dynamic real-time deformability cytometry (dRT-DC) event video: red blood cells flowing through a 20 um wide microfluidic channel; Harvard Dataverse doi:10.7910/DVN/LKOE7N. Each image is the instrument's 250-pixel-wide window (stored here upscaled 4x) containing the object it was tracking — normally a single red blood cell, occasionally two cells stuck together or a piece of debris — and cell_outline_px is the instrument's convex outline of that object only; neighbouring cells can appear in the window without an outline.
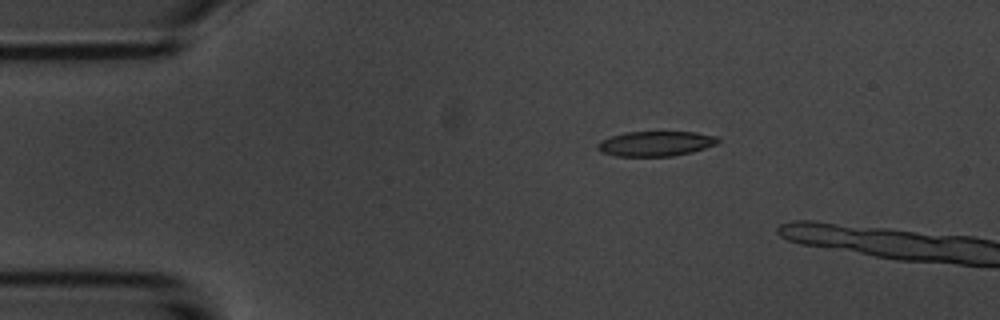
{"species": "common noctule bat (a hibernating species)", "species_latin": "Nyctalus noctula", "temperature_condition": "room temperature", "stored_images_in_passage": 2, "camera_frame_rate_fps": 3000, "um_per_image_px": 0.085, "animal": {"sex": "male", "body_mass_g": 20.1, "forearm_length_mm": 53.5}, "frame": {"image": 1, "passage_image": 1, "time_ms": 0.0, "image_size_px": [1000, 320], "cell_outline_px": [[720, 140], [716, 144], [692, 152], [672, 156], [616, 156], [600, 152], [596, 148], [596, 144], [600, 140], [624, 132], [696, 132], [716, 136]], "centroid_in_image_um": [55.69, 12.21], "position_along_channel_um": 29.3, "area_um2": 17.57}}